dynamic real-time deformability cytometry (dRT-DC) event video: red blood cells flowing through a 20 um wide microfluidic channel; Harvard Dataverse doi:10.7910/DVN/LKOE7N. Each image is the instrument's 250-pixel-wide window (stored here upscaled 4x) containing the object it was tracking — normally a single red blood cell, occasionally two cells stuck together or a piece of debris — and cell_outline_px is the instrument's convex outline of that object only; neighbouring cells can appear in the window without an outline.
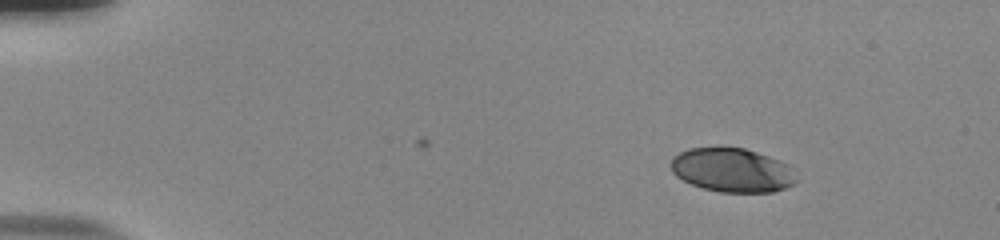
{"species": "human", "species_latin": "Homo sapiens", "temperature_condition": "room temperature", "stored_images_in_passage": 48, "camera_frame_rate_fps": 3000, "um_per_image_px": 0.085, "donor": {"sex": "male"}, "frame": {"image": 1, "passage_image": 1, "time_ms": 0.0, "image_size_px": [1000, 240], "cell_outline_px": [[796, 180], [792, 184], [784, 188], [772, 192], [720, 192], [704, 188], [692, 184], [676, 176], [672, 172], [672, 156], [688, 148], [716, 144], [720, 144], [744, 148], [768, 156], [788, 164]], "centroid_in_image_um": [62.17, 14.41], "position_along_channel_um": 22.8, "area_um2": 32.54}}
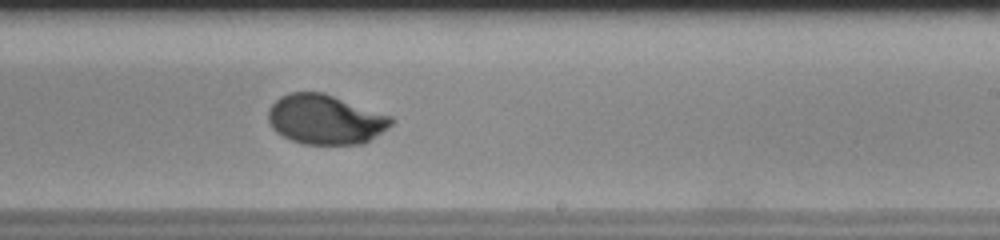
{"frame": {"image": 2, "passage_image": 28, "time_ms": 9.0, "image_size_px": [1000, 240], "cell_outline_px": [[396, 120], [392, 124], [364, 144], [304, 144], [292, 140], [276, 132], [272, 128], [268, 120], [268, 108], [280, 96], [292, 92], [324, 92], [392, 116]], "centroid_in_image_um": [27.65, 10.14], "position_along_channel_um": 261.3, "area_um2": 35.66}}
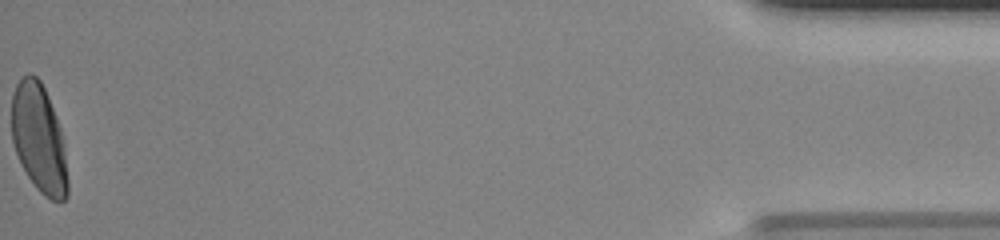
{"frame": {"image": 3, "passage_image": 48, "time_ms": 15.667, "image_size_px": [1000, 240], "cell_outline_px": [[68, 196], [64, 200], [52, 200], [44, 196], [36, 188], [28, 176], [16, 152], [12, 140], [12, 96], [16, 84], [28, 72], [32, 72], [40, 80], [44, 88], [60, 128], [64, 152], [68, 180]], "centroid_in_image_um": [3.3, 11.77], "position_along_channel_um": 431.9, "area_um2": 34.97}, "authors_computed_cell_mechanics": {"area_um2": 35.5181, "velocity_mm_per_s": 3.8739, "shape_relaxation_time_tau1_ms": 3.4958, "shape_relaxation_time_tau2_ms": null, "deformation_change_tau1": 0.1753, "deformation_change_tau2": null}}